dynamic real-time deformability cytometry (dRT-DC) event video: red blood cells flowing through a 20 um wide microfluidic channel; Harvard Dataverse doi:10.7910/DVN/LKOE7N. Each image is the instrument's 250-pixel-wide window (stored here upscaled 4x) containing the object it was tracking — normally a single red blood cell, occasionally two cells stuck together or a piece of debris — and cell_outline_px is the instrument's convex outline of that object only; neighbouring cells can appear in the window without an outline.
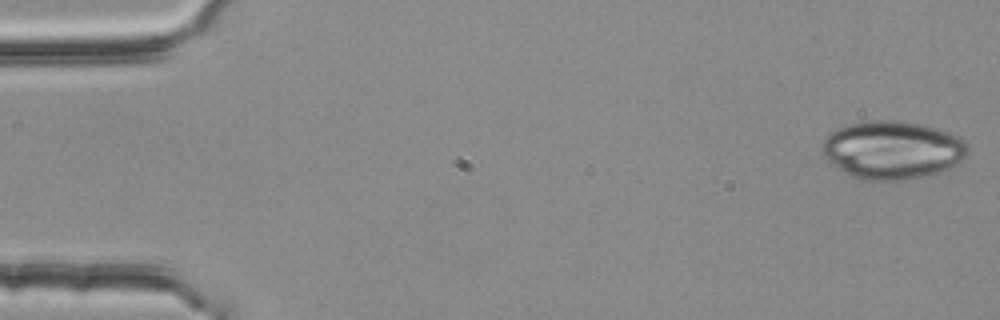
{"species": "common noctule bat (a hibernating species)", "species_latin": "Nyctalus noctula", "temperature_condition": "room temperature", "stored_images_in_passage": 53, "camera_frame_rate_fps": 3000, "um_per_image_px": 0.085, "animal": {"sex": "female", "body_mass_g": 25.1}, "frame": {"image": 1, "passage_image": 1, "time_ms": 0.0, "image_size_px": [1000, 320], "cell_outline_px": [[968, 152], [960, 160], [948, 168], [924, 176], [904, 180], [860, 180], [852, 176], [832, 164], [820, 152], [820, 148], [824, 140], [832, 132], [840, 128], [852, 124], [876, 120], [892, 120], [920, 124], [936, 128], [948, 132], [964, 140], [968, 144]], "centroid_in_image_um": [75.84, 12.75], "position_along_channel_um": 9.2, "area_um2": 48.73}}
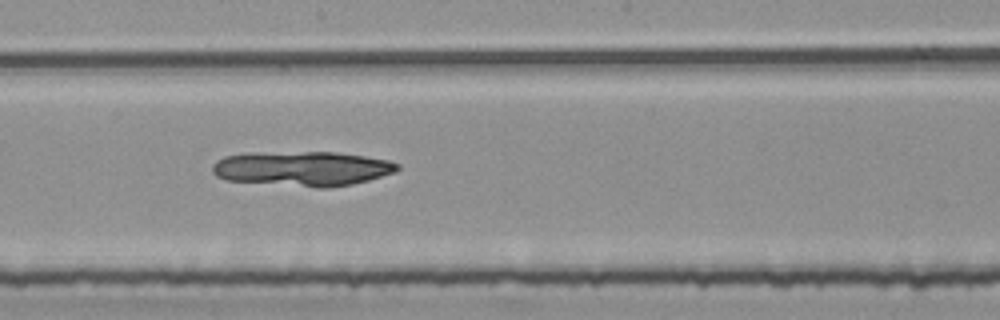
{"frame": {"image": 2, "passage_image": 29, "time_ms": 9.333, "image_size_px": [1000, 320], "cell_outline_px": [[400, 168], [396, 172], [368, 180], [352, 184], [328, 188], [316, 188], [228, 180], [216, 176], [212, 172], [212, 164], [216, 160], [224, 156], [248, 152], [336, 152], [364, 156], [388, 160], [400, 164]], "centroid_in_image_um": [25.69, 14.32], "position_along_channel_um": 222.5, "area_um2": 37.8}}
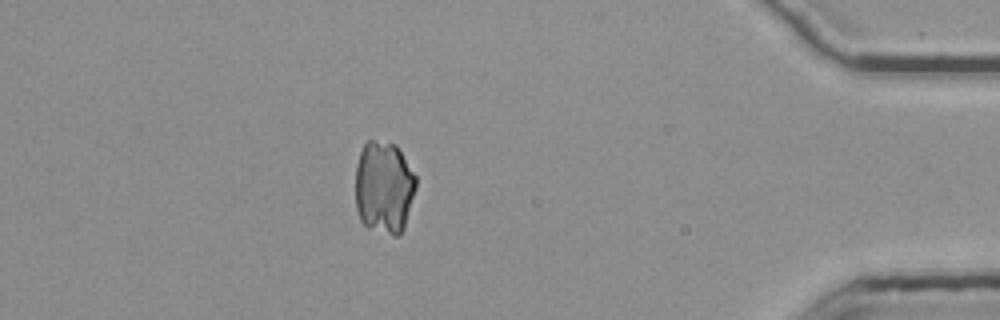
{"frame": {"image": 3, "passage_image": 47, "time_ms": 15.333, "image_size_px": [1000, 320], "cell_outline_px": [[416, 188], [404, 228], [400, 236], [392, 236], [368, 228], [360, 220], [356, 208], [356, 164], [360, 152], [364, 144], [368, 140], [376, 140], [396, 144], [416, 176]], "centroid_in_image_um": [32.63, 15.94], "position_along_channel_um": 402.6, "area_um2": 33.06}}